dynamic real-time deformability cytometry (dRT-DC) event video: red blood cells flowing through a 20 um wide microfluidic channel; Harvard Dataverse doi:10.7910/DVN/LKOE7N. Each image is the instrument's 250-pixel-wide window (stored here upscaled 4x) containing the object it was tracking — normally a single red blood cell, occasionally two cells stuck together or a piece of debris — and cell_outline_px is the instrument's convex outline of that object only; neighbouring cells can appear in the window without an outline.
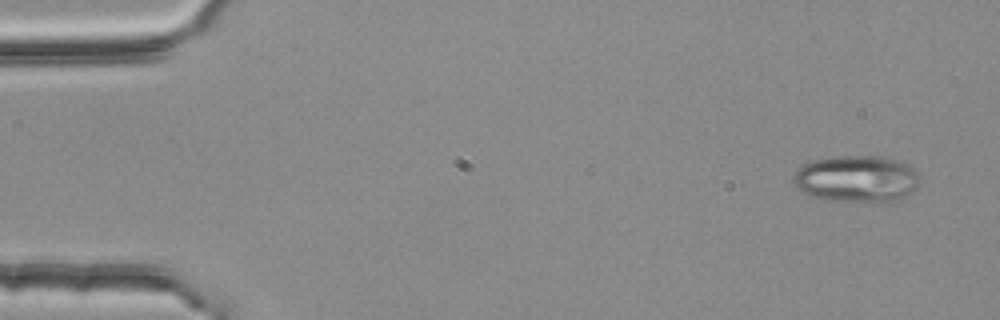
{"species": "common noctule bat (a hibernating species)", "species_latin": "Nyctalus noctula", "temperature_condition": "room temperature", "stored_images_in_passage": 4, "camera_frame_rate_fps": 3000, "um_per_image_px": 0.085, "animal": {"sex": "female", "body_mass_g": 25.1}, "frame": {"image": 1, "passage_image": 1, "time_ms": 0.0, "image_size_px": [1000, 320], "cell_outline_px": [[916, 188], [912, 192], [888, 204], [884, 204], [836, 200], [812, 196], [804, 192], [792, 180], [792, 176], [804, 164], [812, 160], [836, 156], [880, 156], [904, 164], [912, 168], [916, 172]], "centroid_in_image_um": [72.8, 15.22], "position_along_channel_um": 12.2, "area_um2": 34.1}}